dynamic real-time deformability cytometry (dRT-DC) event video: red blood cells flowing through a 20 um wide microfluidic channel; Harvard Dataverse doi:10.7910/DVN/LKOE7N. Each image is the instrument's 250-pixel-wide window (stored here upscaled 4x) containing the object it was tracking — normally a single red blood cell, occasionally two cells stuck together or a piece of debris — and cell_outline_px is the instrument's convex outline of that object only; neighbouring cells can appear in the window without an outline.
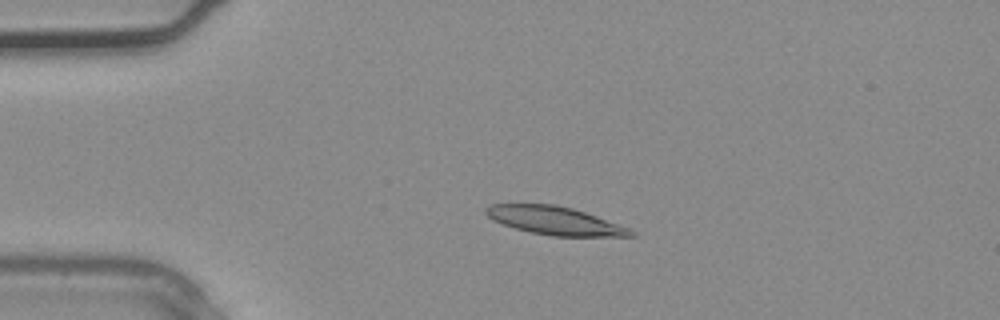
{"species": "common noctule bat (a hibernating species)", "species_latin": "Nyctalus noctula", "temperature_condition": "warm", "stored_images_in_passage": 4, "camera_frame_rate_fps": 3000, "um_per_image_px": 0.085, "animal": {"sex": "male", "body_mass_g": 20.4}, "frame": {"image": 1, "passage_image": 3, "time_ms": 0.667, "image_size_px": [1000, 320], "cell_outline_px": [[636, 236], [552, 236], [532, 232], [516, 228], [492, 220], [484, 212], [484, 208], [488, 204], [556, 204], [572, 208], [596, 216], [628, 228], [636, 232]], "centroid_in_image_um": [47.13, 18.74], "position_along_channel_um": 37.9, "area_um2": 23.58}}